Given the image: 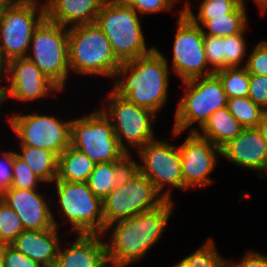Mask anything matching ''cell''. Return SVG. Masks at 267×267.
<instances>
[{
  "label": "cell",
  "mask_w": 267,
  "mask_h": 267,
  "mask_svg": "<svg viewBox=\"0 0 267 267\" xmlns=\"http://www.w3.org/2000/svg\"><path fill=\"white\" fill-rule=\"evenodd\" d=\"M174 205V201L166 200L153 210L107 226L103 235L108 231L111 234L109 242L105 241L108 264L126 267L143 259L168 228Z\"/></svg>",
  "instance_id": "cell-1"
},
{
  "label": "cell",
  "mask_w": 267,
  "mask_h": 267,
  "mask_svg": "<svg viewBox=\"0 0 267 267\" xmlns=\"http://www.w3.org/2000/svg\"><path fill=\"white\" fill-rule=\"evenodd\" d=\"M169 66L167 57L155 48L145 56L122 62L112 90L157 114L169 100Z\"/></svg>",
  "instance_id": "cell-2"
},
{
  "label": "cell",
  "mask_w": 267,
  "mask_h": 267,
  "mask_svg": "<svg viewBox=\"0 0 267 267\" xmlns=\"http://www.w3.org/2000/svg\"><path fill=\"white\" fill-rule=\"evenodd\" d=\"M68 49L70 73L105 76L114 82L122 62L96 23L68 28Z\"/></svg>",
  "instance_id": "cell-3"
},
{
  "label": "cell",
  "mask_w": 267,
  "mask_h": 267,
  "mask_svg": "<svg viewBox=\"0 0 267 267\" xmlns=\"http://www.w3.org/2000/svg\"><path fill=\"white\" fill-rule=\"evenodd\" d=\"M165 201L153 183L132 165L102 201L104 231L114 222L153 210Z\"/></svg>",
  "instance_id": "cell-4"
},
{
  "label": "cell",
  "mask_w": 267,
  "mask_h": 267,
  "mask_svg": "<svg viewBox=\"0 0 267 267\" xmlns=\"http://www.w3.org/2000/svg\"><path fill=\"white\" fill-rule=\"evenodd\" d=\"M183 85L184 95L179 99L174 114V137L180 136L188 128L190 132H196L213 112L227 106L226 92L215 74L184 81ZM196 123L198 129H190Z\"/></svg>",
  "instance_id": "cell-5"
},
{
  "label": "cell",
  "mask_w": 267,
  "mask_h": 267,
  "mask_svg": "<svg viewBox=\"0 0 267 267\" xmlns=\"http://www.w3.org/2000/svg\"><path fill=\"white\" fill-rule=\"evenodd\" d=\"M45 18V4L38 0H9L3 6L0 50L7 62L27 57L34 31Z\"/></svg>",
  "instance_id": "cell-6"
},
{
  "label": "cell",
  "mask_w": 267,
  "mask_h": 267,
  "mask_svg": "<svg viewBox=\"0 0 267 267\" xmlns=\"http://www.w3.org/2000/svg\"><path fill=\"white\" fill-rule=\"evenodd\" d=\"M71 146L85 153L94 164L133 160L121 148L110 119L101 109L71 120Z\"/></svg>",
  "instance_id": "cell-7"
},
{
  "label": "cell",
  "mask_w": 267,
  "mask_h": 267,
  "mask_svg": "<svg viewBox=\"0 0 267 267\" xmlns=\"http://www.w3.org/2000/svg\"><path fill=\"white\" fill-rule=\"evenodd\" d=\"M68 28L45 18L36 28L27 59L62 91L70 75Z\"/></svg>",
  "instance_id": "cell-8"
},
{
  "label": "cell",
  "mask_w": 267,
  "mask_h": 267,
  "mask_svg": "<svg viewBox=\"0 0 267 267\" xmlns=\"http://www.w3.org/2000/svg\"><path fill=\"white\" fill-rule=\"evenodd\" d=\"M53 184L55 192L51 201L56 195L59 213L71 225V231L76 234H104L102 200L94 195L87 182L55 180Z\"/></svg>",
  "instance_id": "cell-9"
},
{
  "label": "cell",
  "mask_w": 267,
  "mask_h": 267,
  "mask_svg": "<svg viewBox=\"0 0 267 267\" xmlns=\"http://www.w3.org/2000/svg\"><path fill=\"white\" fill-rule=\"evenodd\" d=\"M104 99L107 105L100 109L110 119L118 142L127 155L132 156L130 149L138 151L156 138L152 124L156 113L129 102L113 90Z\"/></svg>",
  "instance_id": "cell-10"
},
{
  "label": "cell",
  "mask_w": 267,
  "mask_h": 267,
  "mask_svg": "<svg viewBox=\"0 0 267 267\" xmlns=\"http://www.w3.org/2000/svg\"><path fill=\"white\" fill-rule=\"evenodd\" d=\"M139 15L131 7L102 5L96 24L109 39L115 56L121 61L136 59L151 53L147 47Z\"/></svg>",
  "instance_id": "cell-11"
},
{
  "label": "cell",
  "mask_w": 267,
  "mask_h": 267,
  "mask_svg": "<svg viewBox=\"0 0 267 267\" xmlns=\"http://www.w3.org/2000/svg\"><path fill=\"white\" fill-rule=\"evenodd\" d=\"M136 152L141 164L133 158L132 165L153 183L166 200L173 201L171 188L184 190L179 147L155 138Z\"/></svg>",
  "instance_id": "cell-12"
},
{
  "label": "cell",
  "mask_w": 267,
  "mask_h": 267,
  "mask_svg": "<svg viewBox=\"0 0 267 267\" xmlns=\"http://www.w3.org/2000/svg\"><path fill=\"white\" fill-rule=\"evenodd\" d=\"M71 120L39 113L8 115L7 123L19 137V146L54 152L57 156L71 145Z\"/></svg>",
  "instance_id": "cell-13"
},
{
  "label": "cell",
  "mask_w": 267,
  "mask_h": 267,
  "mask_svg": "<svg viewBox=\"0 0 267 267\" xmlns=\"http://www.w3.org/2000/svg\"><path fill=\"white\" fill-rule=\"evenodd\" d=\"M172 52V72L182 82L198 77L213 75L204 48V34L183 12L178 15Z\"/></svg>",
  "instance_id": "cell-14"
},
{
  "label": "cell",
  "mask_w": 267,
  "mask_h": 267,
  "mask_svg": "<svg viewBox=\"0 0 267 267\" xmlns=\"http://www.w3.org/2000/svg\"><path fill=\"white\" fill-rule=\"evenodd\" d=\"M6 81L0 94V105L6 99H16L20 102H30L43 97H52L54 92L62 90L51 81L41 70L27 58H14L7 62Z\"/></svg>",
  "instance_id": "cell-15"
},
{
  "label": "cell",
  "mask_w": 267,
  "mask_h": 267,
  "mask_svg": "<svg viewBox=\"0 0 267 267\" xmlns=\"http://www.w3.org/2000/svg\"><path fill=\"white\" fill-rule=\"evenodd\" d=\"M183 183L185 189L205 188L213 180L208 175L214 171L221 149L197 132H190L179 146Z\"/></svg>",
  "instance_id": "cell-16"
},
{
  "label": "cell",
  "mask_w": 267,
  "mask_h": 267,
  "mask_svg": "<svg viewBox=\"0 0 267 267\" xmlns=\"http://www.w3.org/2000/svg\"><path fill=\"white\" fill-rule=\"evenodd\" d=\"M40 190L9 188L1 193V200L16 212L25 230H46L59 223ZM55 217V218H54Z\"/></svg>",
  "instance_id": "cell-17"
},
{
  "label": "cell",
  "mask_w": 267,
  "mask_h": 267,
  "mask_svg": "<svg viewBox=\"0 0 267 267\" xmlns=\"http://www.w3.org/2000/svg\"><path fill=\"white\" fill-rule=\"evenodd\" d=\"M221 158L233 165L258 171L260 178L265 177L261 173L267 172V147L257 128H244L221 148Z\"/></svg>",
  "instance_id": "cell-18"
},
{
  "label": "cell",
  "mask_w": 267,
  "mask_h": 267,
  "mask_svg": "<svg viewBox=\"0 0 267 267\" xmlns=\"http://www.w3.org/2000/svg\"><path fill=\"white\" fill-rule=\"evenodd\" d=\"M103 234H76L69 247L59 246L55 267H106V242ZM103 238V240H102Z\"/></svg>",
  "instance_id": "cell-19"
},
{
  "label": "cell",
  "mask_w": 267,
  "mask_h": 267,
  "mask_svg": "<svg viewBox=\"0 0 267 267\" xmlns=\"http://www.w3.org/2000/svg\"><path fill=\"white\" fill-rule=\"evenodd\" d=\"M58 229L24 230L11 246L42 267H55L60 246Z\"/></svg>",
  "instance_id": "cell-20"
},
{
  "label": "cell",
  "mask_w": 267,
  "mask_h": 267,
  "mask_svg": "<svg viewBox=\"0 0 267 267\" xmlns=\"http://www.w3.org/2000/svg\"><path fill=\"white\" fill-rule=\"evenodd\" d=\"M46 18L65 28L96 23L103 0H45Z\"/></svg>",
  "instance_id": "cell-21"
},
{
  "label": "cell",
  "mask_w": 267,
  "mask_h": 267,
  "mask_svg": "<svg viewBox=\"0 0 267 267\" xmlns=\"http://www.w3.org/2000/svg\"><path fill=\"white\" fill-rule=\"evenodd\" d=\"M244 127L228 111L227 106L213 112L204 125L196 132L220 149L236 138Z\"/></svg>",
  "instance_id": "cell-22"
},
{
  "label": "cell",
  "mask_w": 267,
  "mask_h": 267,
  "mask_svg": "<svg viewBox=\"0 0 267 267\" xmlns=\"http://www.w3.org/2000/svg\"><path fill=\"white\" fill-rule=\"evenodd\" d=\"M94 162L85 154L69 145L58 156L57 177L71 183L87 182L94 169Z\"/></svg>",
  "instance_id": "cell-23"
},
{
  "label": "cell",
  "mask_w": 267,
  "mask_h": 267,
  "mask_svg": "<svg viewBox=\"0 0 267 267\" xmlns=\"http://www.w3.org/2000/svg\"><path fill=\"white\" fill-rule=\"evenodd\" d=\"M132 162H105L95 164L87 184L102 201L117 186Z\"/></svg>",
  "instance_id": "cell-24"
},
{
  "label": "cell",
  "mask_w": 267,
  "mask_h": 267,
  "mask_svg": "<svg viewBox=\"0 0 267 267\" xmlns=\"http://www.w3.org/2000/svg\"><path fill=\"white\" fill-rule=\"evenodd\" d=\"M20 151H16V155L43 181V185L55 181L58 156L54 152L30 146H20Z\"/></svg>",
  "instance_id": "cell-25"
},
{
  "label": "cell",
  "mask_w": 267,
  "mask_h": 267,
  "mask_svg": "<svg viewBox=\"0 0 267 267\" xmlns=\"http://www.w3.org/2000/svg\"><path fill=\"white\" fill-rule=\"evenodd\" d=\"M247 14V11L238 5L231 13L213 17V19L205 21L200 27L204 35L226 37L240 34L249 26Z\"/></svg>",
  "instance_id": "cell-26"
},
{
  "label": "cell",
  "mask_w": 267,
  "mask_h": 267,
  "mask_svg": "<svg viewBox=\"0 0 267 267\" xmlns=\"http://www.w3.org/2000/svg\"><path fill=\"white\" fill-rule=\"evenodd\" d=\"M182 12L196 25L201 26L205 21L213 17L224 16L231 13L238 5V0H202L195 15L191 9L192 2L184 0Z\"/></svg>",
  "instance_id": "cell-27"
},
{
  "label": "cell",
  "mask_w": 267,
  "mask_h": 267,
  "mask_svg": "<svg viewBox=\"0 0 267 267\" xmlns=\"http://www.w3.org/2000/svg\"><path fill=\"white\" fill-rule=\"evenodd\" d=\"M214 74L221 81L227 98L248 97L249 73L245 66L227 67Z\"/></svg>",
  "instance_id": "cell-28"
},
{
  "label": "cell",
  "mask_w": 267,
  "mask_h": 267,
  "mask_svg": "<svg viewBox=\"0 0 267 267\" xmlns=\"http://www.w3.org/2000/svg\"><path fill=\"white\" fill-rule=\"evenodd\" d=\"M226 260L218 252L213 239L209 238L201 247L199 246L173 267H227Z\"/></svg>",
  "instance_id": "cell-29"
},
{
  "label": "cell",
  "mask_w": 267,
  "mask_h": 267,
  "mask_svg": "<svg viewBox=\"0 0 267 267\" xmlns=\"http://www.w3.org/2000/svg\"><path fill=\"white\" fill-rule=\"evenodd\" d=\"M227 108L244 128H257L266 113L249 97L228 98Z\"/></svg>",
  "instance_id": "cell-30"
},
{
  "label": "cell",
  "mask_w": 267,
  "mask_h": 267,
  "mask_svg": "<svg viewBox=\"0 0 267 267\" xmlns=\"http://www.w3.org/2000/svg\"><path fill=\"white\" fill-rule=\"evenodd\" d=\"M24 230L16 212L0 199V243L11 245Z\"/></svg>",
  "instance_id": "cell-31"
},
{
  "label": "cell",
  "mask_w": 267,
  "mask_h": 267,
  "mask_svg": "<svg viewBox=\"0 0 267 267\" xmlns=\"http://www.w3.org/2000/svg\"><path fill=\"white\" fill-rule=\"evenodd\" d=\"M244 30L240 34L223 37L224 69L227 67L245 66L241 63L247 55V43Z\"/></svg>",
  "instance_id": "cell-32"
},
{
  "label": "cell",
  "mask_w": 267,
  "mask_h": 267,
  "mask_svg": "<svg viewBox=\"0 0 267 267\" xmlns=\"http://www.w3.org/2000/svg\"><path fill=\"white\" fill-rule=\"evenodd\" d=\"M39 182L43 183L28 165L15 155L13 162V180L10 188L21 190L37 189L40 184Z\"/></svg>",
  "instance_id": "cell-33"
},
{
  "label": "cell",
  "mask_w": 267,
  "mask_h": 267,
  "mask_svg": "<svg viewBox=\"0 0 267 267\" xmlns=\"http://www.w3.org/2000/svg\"><path fill=\"white\" fill-rule=\"evenodd\" d=\"M204 48L210 69L214 73L223 70V37L204 35Z\"/></svg>",
  "instance_id": "cell-34"
},
{
  "label": "cell",
  "mask_w": 267,
  "mask_h": 267,
  "mask_svg": "<svg viewBox=\"0 0 267 267\" xmlns=\"http://www.w3.org/2000/svg\"><path fill=\"white\" fill-rule=\"evenodd\" d=\"M249 74L267 76V41H259L244 63Z\"/></svg>",
  "instance_id": "cell-35"
},
{
  "label": "cell",
  "mask_w": 267,
  "mask_h": 267,
  "mask_svg": "<svg viewBox=\"0 0 267 267\" xmlns=\"http://www.w3.org/2000/svg\"><path fill=\"white\" fill-rule=\"evenodd\" d=\"M248 97L267 112V76L249 74Z\"/></svg>",
  "instance_id": "cell-36"
},
{
  "label": "cell",
  "mask_w": 267,
  "mask_h": 267,
  "mask_svg": "<svg viewBox=\"0 0 267 267\" xmlns=\"http://www.w3.org/2000/svg\"><path fill=\"white\" fill-rule=\"evenodd\" d=\"M181 0H135L131 7L138 15L166 12Z\"/></svg>",
  "instance_id": "cell-37"
},
{
  "label": "cell",
  "mask_w": 267,
  "mask_h": 267,
  "mask_svg": "<svg viewBox=\"0 0 267 267\" xmlns=\"http://www.w3.org/2000/svg\"><path fill=\"white\" fill-rule=\"evenodd\" d=\"M1 155L3 156L0 157V193L9 189L12 185L13 162L16 151H3Z\"/></svg>",
  "instance_id": "cell-38"
},
{
  "label": "cell",
  "mask_w": 267,
  "mask_h": 267,
  "mask_svg": "<svg viewBox=\"0 0 267 267\" xmlns=\"http://www.w3.org/2000/svg\"><path fill=\"white\" fill-rule=\"evenodd\" d=\"M4 267H42L39 263L5 244Z\"/></svg>",
  "instance_id": "cell-39"
},
{
  "label": "cell",
  "mask_w": 267,
  "mask_h": 267,
  "mask_svg": "<svg viewBox=\"0 0 267 267\" xmlns=\"http://www.w3.org/2000/svg\"><path fill=\"white\" fill-rule=\"evenodd\" d=\"M227 267H267V255L248 249L238 262L226 260Z\"/></svg>",
  "instance_id": "cell-40"
},
{
  "label": "cell",
  "mask_w": 267,
  "mask_h": 267,
  "mask_svg": "<svg viewBox=\"0 0 267 267\" xmlns=\"http://www.w3.org/2000/svg\"><path fill=\"white\" fill-rule=\"evenodd\" d=\"M135 0H103L104 5L116 7H132Z\"/></svg>",
  "instance_id": "cell-41"
},
{
  "label": "cell",
  "mask_w": 267,
  "mask_h": 267,
  "mask_svg": "<svg viewBox=\"0 0 267 267\" xmlns=\"http://www.w3.org/2000/svg\"><path fill=\"white\" fill-rule=\"evenodd\" d=\"M6 74H7V61L4 59L0 50V94L4 89L1 83H3L2 80L6 79Z\"/></svg>",
  "instance_id": "cell-42"
},
{
  "label": "cell",
  "mask_w": 267,
  "mask_h": 267,
  "mask_svg": "<svg viewBox=\"0 0 267 267\" xmlns=\"http://www.w3.org/2000/svg\"><path fill=\"white\" fill-rule=\"evenodd\" d=\"M257 129L260 131L267 147V112L263 115L261 122L257 126Z\"/></svg>",
  "instance_id": "cell-43"
},
{
  "label": "cell",
  "mask_w": 267,
  "mask_h": 267,
  "mask_svg": "<svg viewBox=\"0 0 267 267\" xmlns=\"http://www.w3.org/2000/svg\"><path fill=\"white\" fill-rule=\"evenodd\" d=\"M255 1L256 5L258 6L261 15H265L267 12V0H253Z\"/></svg>",
  "instance_id": "cell-44"
},
{
  "label": "cell",
  "mask_w": 267,
  "mask_h": 267,
  "mask_svg": "<svg viewBox=\"0 0 267 267\" xmlns=\"http://www.w3.org/2000/svg\"><path fill=\"white\" fill-rule=\"evenodd\" d=\"M5 244L0 243V267H4Z\"/></svg>",
  "instance_id": "cell-45"
},
{
  "label": "cell",
  "mask_w": 267,
  "mask_h": 267,
  "mask_svg": "<svg viewBox=\"0 0 267 267\" xmlns=\"http://www.w3.org/2000/svg\"><path fill=\"white\" fill-rule=\"evenodd\" d=\"M238 2H239V5H241L245 10H247V7H246L247 1L246 0H238Z\"/></svg>",
  "instance_id": "cell-46"
},
{
  "label": "cell",
  "mask_w": 267,
  "mask_h": 267,
  "mask_svg": "<svg viewBox=\"0 0 267 267\" xmlns=\"http://www.w3.org/2000/svg\"><path fill=\"white\" fill-rule=\"evenodd\" d=\"M9 0H0V13L3 8V6L8 2Z\"/></svg>",
  "instance_id": "cell-47"
},
{
  "label": "cell",
  "mask_w": 267,
  "mask_h": 267,
  "mask_svg": "<svg viewBox=\"0 0 267 267\" xmlns=\"http://www.w3.org/2000/svg\"><path fill=\"white\" fill-rule=\"evenodd\" d=\"M106 267H125V266H112V265L108 264V266H106Z\"/></svg>",
  "instance_id": "cell-48"
}]
</instances>
